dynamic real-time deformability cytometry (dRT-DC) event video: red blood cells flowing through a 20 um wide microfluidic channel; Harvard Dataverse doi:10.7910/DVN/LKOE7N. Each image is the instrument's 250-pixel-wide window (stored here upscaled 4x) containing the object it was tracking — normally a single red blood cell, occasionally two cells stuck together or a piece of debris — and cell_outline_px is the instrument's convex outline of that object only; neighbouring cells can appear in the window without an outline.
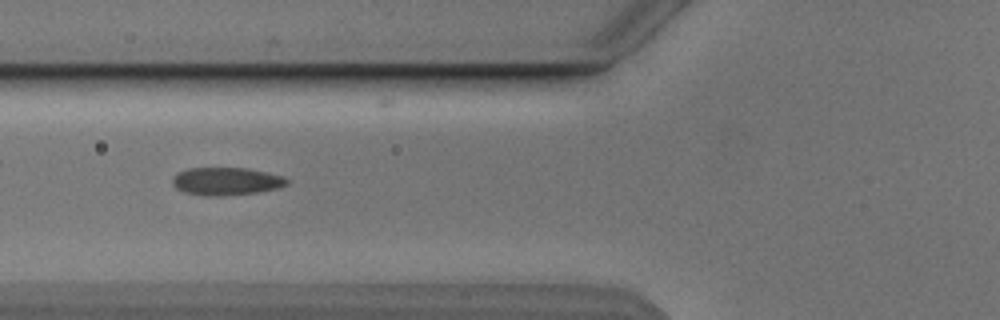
{"species": "Egyptian fruit bat (a non-hibernating species)", "species_latin": "Rousettus aegyptiacus", "temperature_condition": "cold", "stored_images_in_passage": 4, "camera_frame_rate_fps": 3000, "um_per_image_px": 0.085, "animal": {"sex": "male"}, "frame": {"image": 1, "passage_image": 3, "time_ms": 2.333, "image_size_px": [1000, 320], "cell_outline_px": [[288, 184], [280, 188], [260, 192], [220, 196], [204, 196], [184, 192], [176, 188], [172, 184], [172, 176], [176, 172], [188, 168], [248, 168], [284, 176], [288, 180]], "centroid_in_image_um": [19.22, 15.41], "position_along_channel_um": 106.6, "area_um2": 18.84}}